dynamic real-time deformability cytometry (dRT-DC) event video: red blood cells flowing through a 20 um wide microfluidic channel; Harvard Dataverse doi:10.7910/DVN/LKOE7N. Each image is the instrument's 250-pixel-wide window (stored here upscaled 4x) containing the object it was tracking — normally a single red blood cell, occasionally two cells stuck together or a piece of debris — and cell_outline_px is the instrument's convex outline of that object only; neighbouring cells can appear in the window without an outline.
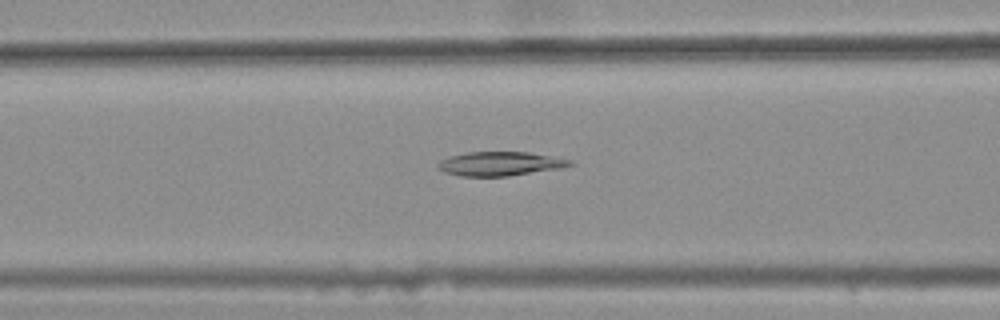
{"species": "common noctule bat (a hibernating species)", "species_latin": "Nyctalus noctula", "temperature_condition": "warm", "stored_images_in_passage": 48, "camera_frame_rate_fps": 3000, "um_per_image_px": 0.085, "animal": {"sex": "female", "body_mass_g": 25.1}, "frame": {"image": 1, "passage_image": 22, "time_ms": 7.0, "image_size_px": [1000, 320], "cell_outline_px": [[576, 164], [560, 168], [508, 176], [460, 176], [444, 172], [436, 168], [436, 164], [440, 160], [448, 156], [468, 152], [528, 152], [572, 160]], "centroid_in_image_um": [42.46, 13.91], "position_along_channel_um": 124.1, "area_um2": 18.55}}
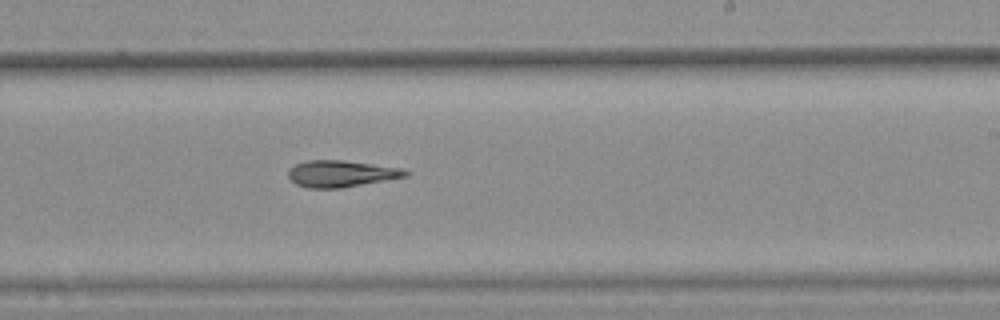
{"frame": {"image": 2, "passage_image": 33, "time_ms": 10.667, "image_size_px": [1000, 320], "cell_outline_px": [[412, 172], [408, 176], [340, 188], [308, 188], [296, 184], [288, 176], [288, 168], [304, 160], [340, 160], [404, 168]], "centroid_in_image_um": [29.0, 14.75], "position_along_channel_um": 260.0, "area_um2": 18.21}}
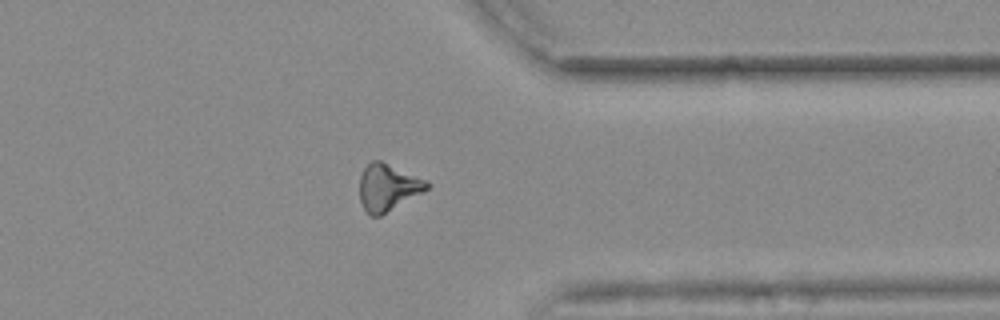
{"frame": {"image": 3, "passage_image": 43, "time_ms": 14.0, "image_size_px": [1000, 320], "cell_outline_px": [[432, 184], [424, 192], [380, 216], [372, 216], [364, 208], [360, 200], [360, 176], [364, 168], [372, 160], [380, 160], [428, 180]], "centroid_in_image_um": [33.0, 15.92], "position_along_channel_um": 378.4, "area_um2": 18.44}}